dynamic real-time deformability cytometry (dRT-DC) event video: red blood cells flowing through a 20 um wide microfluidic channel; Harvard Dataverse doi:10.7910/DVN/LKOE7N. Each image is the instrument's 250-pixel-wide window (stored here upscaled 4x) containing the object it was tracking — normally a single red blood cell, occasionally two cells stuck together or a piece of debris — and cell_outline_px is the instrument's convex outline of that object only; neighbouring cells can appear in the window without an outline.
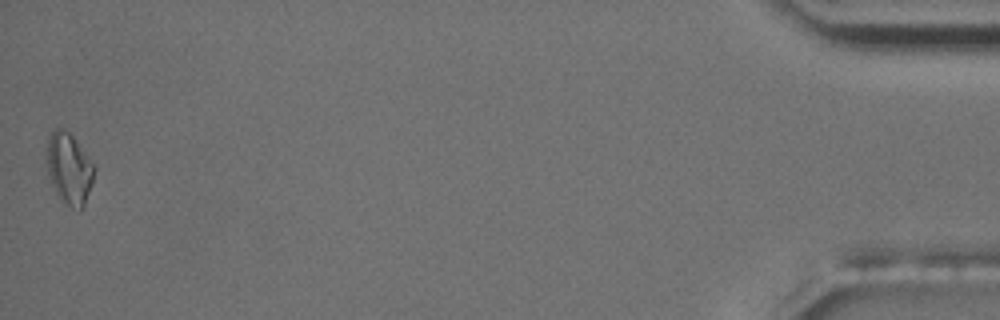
{"species": "common noctule bat (a hibernating species)", "species_latin": "Nyctalus noctula", "temperature_condition": "room temperature", "stored_images_in_passage": 16, "camera_frame_rate_fps": 3000, "um_per_image_px": 0.085, "animal": {"sex": "male", "body_mass_g": 17.5, "forearm_length_mm": 52.3}, "frame": {"image": 1, "passage_image": 16, "time_ms": 17.333, "image_size_px": [1000, 320], "cell_outline_px": [[96, 168], [92, 184], [84, 204], [80, 212], [64, 204], [56, 192], [48, 172], [48, 136], [56, 128], [64, 128], [72, 136]], "centroid_in_image_um": [5.9, 14.37], "position_along_channel_um": 429.3, "area_um2": 19.31}, "authors_computed_cell_mechanics": {"area_um2": 15.0858, "velocity_mm_per_s": 3.459, "shape_relaxation_time_tau1_ms": 8.1463, "shape_relaxation_time_tau2_ms": 7.9888, "deformation_change_tau1": 0.2149, "deformation_change_tau2": 0.1699}}